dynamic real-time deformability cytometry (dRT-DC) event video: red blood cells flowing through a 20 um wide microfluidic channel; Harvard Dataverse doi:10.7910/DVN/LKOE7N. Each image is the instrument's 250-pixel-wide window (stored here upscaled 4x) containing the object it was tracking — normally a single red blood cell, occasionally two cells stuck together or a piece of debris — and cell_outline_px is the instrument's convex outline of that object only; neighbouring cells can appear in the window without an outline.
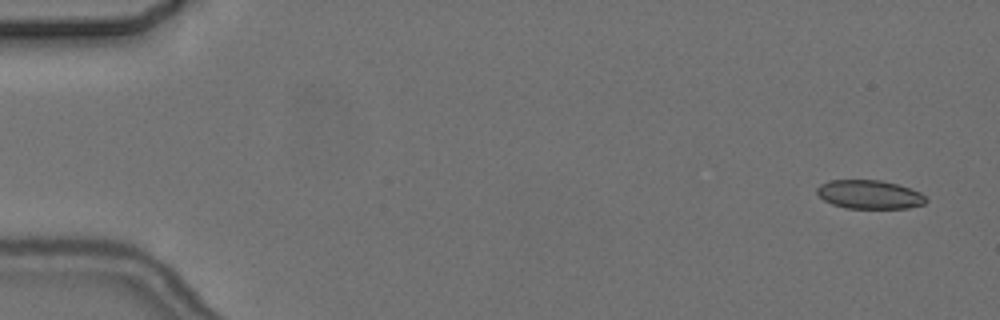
{"species": "common noctule bat (a hibernating species)", "species_latin": "Nyctalus noctula", "temperature_condition": "cold", "stored_images_in_passage": 4, "camera_frame_rate_fps": 3000, "um_per_image_px": 0.085, "animal": {"sex": "female", "body_mass_g": 24.6, "forearm_length_mm": 56.2}, "frame": {"image": 1, "passage_image": 1, "time_ms": 0.0, "image_size_px": [1000, 320], "cell_outline_px": [[928, 200], [924, 204], [908, 208], [844, 208], [832, 204], [824, 200], [816, 192], [816, 188], [820, 184], [828, 180], [880, 180], [896, 184], [920, 192]], "centroid_in_image_um": [73.87, 16.53], "position_along_channel_um": 11.1, "area_um2": 18.21}}
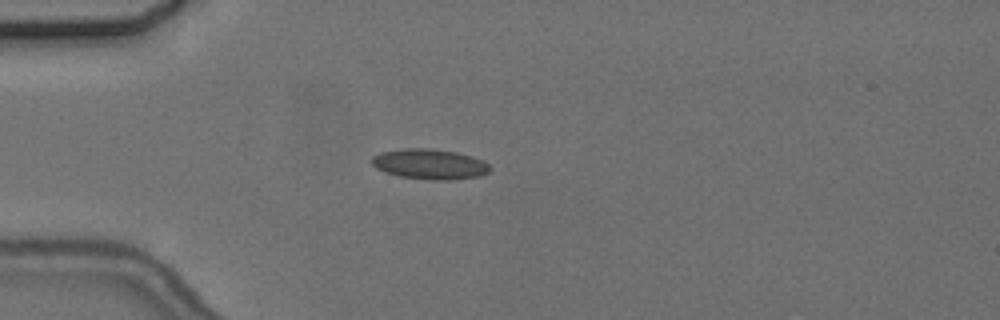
{"frame": {"image": 2, "passage_image": 4, "time_ms": 4.333, "image_size_px": [1000, 320], "cell_outline_px": [[492, 168], [488, 172], [480, 176], [448, 180], [432, 180], [400, 176], [384, 172], [376, 168], [372, 164], [372, 156], [380, 152], [404, 148], [428, 148], [456, 152], [472, 156], [488, 164]], "centroid_in_image_um": [36.51, 13.95], "position_along_channel_um": 48.5, "area_um2": 20.81}}